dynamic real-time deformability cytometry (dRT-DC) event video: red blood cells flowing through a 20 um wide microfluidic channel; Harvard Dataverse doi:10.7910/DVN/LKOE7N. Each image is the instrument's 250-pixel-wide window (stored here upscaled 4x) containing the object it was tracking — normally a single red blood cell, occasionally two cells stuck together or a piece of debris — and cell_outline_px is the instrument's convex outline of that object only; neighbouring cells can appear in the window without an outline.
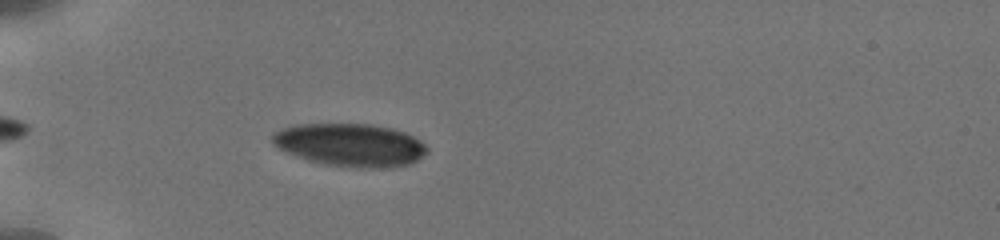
{"species": "human", "species_latin": "Homo sapiens", "temperature_condition": "cold", "stored_images_in_passage": 20, "camera_frame_rate_fps": 3000, "um_per_image_px": 0.085, "donor": {"sex": "male"}, "frame": {"image": 1, "passage_image": 17, "time_ms": 6.0, "image_size_px": [1000, 240], "cell_outline_px": [[428, 152], [416, 160], [408, 164], [392, 168], [356, 168], [324, 164], [308, 160], [288, 152], [280, 148], [272, 140], [272, 132], [296, 124], [372, 124], [392, 128], [404, 132], [420, 140], [428, 148]], "centroid_in_image_um": [29.81, 12.32], "position_along_channel_um": 55.2, "area_um2": 38.61}}